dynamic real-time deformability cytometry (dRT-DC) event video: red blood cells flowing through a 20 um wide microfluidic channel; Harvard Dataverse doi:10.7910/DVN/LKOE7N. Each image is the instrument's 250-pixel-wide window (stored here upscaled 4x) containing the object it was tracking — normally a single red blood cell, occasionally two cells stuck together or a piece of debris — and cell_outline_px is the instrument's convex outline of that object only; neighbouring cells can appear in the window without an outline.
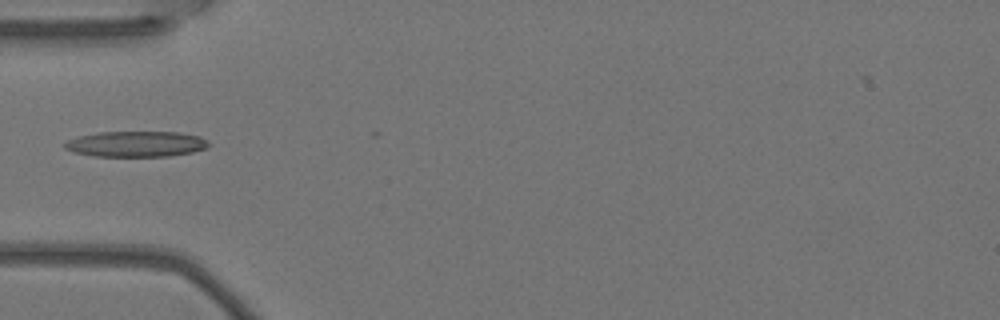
{"species": "Egyptian fruit bat (a non-hibernating species)", "species_latin": "Rousettus aegyptiacus", "temperature_condition": "warm", "stored_images_in_passage": 5, "camera_frame_rate_fps": 3000, "um_per_image_px": 0.085, "animal": {"sex": "female"}, "frame": {"image": 1, "passage_image": 4, "time_ms": 1.0, "image_size_px": [1000, 320], "cell_outline_px": [[212, 144], [208, 148], [192, 152], [168, 156], [92, 156], [72, 152], [64, 148], [64, 144], [68, 140], [76, 136], [100, 132], [180, 132], [200, 136], [208, 140]], "centroid_in_image_um": [11.59, 12.24], "position_along_channel_um": 73.4, "area_um2": 21.79}}